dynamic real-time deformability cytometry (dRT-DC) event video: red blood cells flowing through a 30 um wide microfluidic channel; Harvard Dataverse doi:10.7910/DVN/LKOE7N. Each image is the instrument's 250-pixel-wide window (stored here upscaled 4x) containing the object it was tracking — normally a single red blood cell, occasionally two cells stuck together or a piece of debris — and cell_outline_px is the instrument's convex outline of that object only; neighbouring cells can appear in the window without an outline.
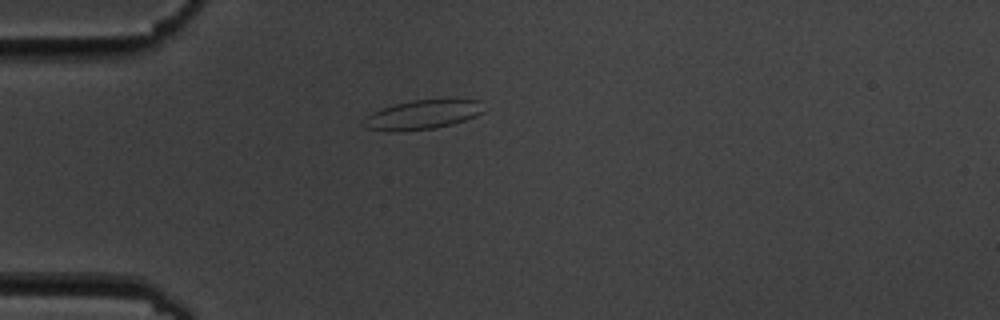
{"species": "common noctule bat (a hibernating species)", "species_latin": "Nyctalus noctula", "temperature_condition": "cold", "stored_images_in_passage": 1, "camera_frame_rate_fps": 3000, "um_per_image_px": 0.085, "animal": {"sex": "male", "body_mass_g": 19.5, "forearm_length_mm": 54.6}, "frame": {"image": 1, "passage_image": 1, "time_ms": 0.0, "image_size_px": [1000, 320], "cell_outline_px": [[484, 112], [476, 116], [452, 124], [436, 128], [392, 132], [364, 128], [368, 116], [372, 112], [396, 104], [412, 100], [484, 100]], "centroid_in_image_um": [35.98, 9.75], "position_along_channel_um": 49.0, "area_um2": 20.23}}